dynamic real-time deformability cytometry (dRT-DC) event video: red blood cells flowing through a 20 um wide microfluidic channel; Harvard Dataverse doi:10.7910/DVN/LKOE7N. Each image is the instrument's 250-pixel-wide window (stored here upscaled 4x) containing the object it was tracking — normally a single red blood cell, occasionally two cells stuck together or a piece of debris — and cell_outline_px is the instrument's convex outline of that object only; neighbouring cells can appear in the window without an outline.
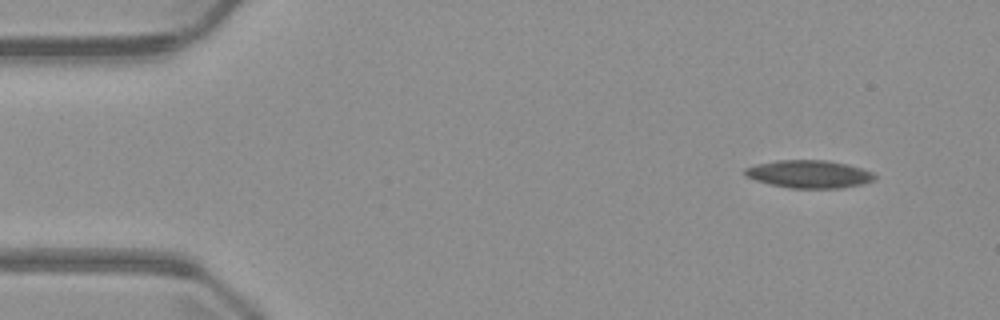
{"species": "common noctule bat (a hibernating species)", "species_latin": "Nyctalus noctula", "temperature_condition": "warm", "stored_images_in_passage": 4, "camera_frame_rate_fps": 3000, "um_per_image_px": 0.085, "animal": {"sex": "male", "body_mass_g": 23.1, "forearm_length_mm": 52.7}, "frame": {"image": 1, "passage_image": 1, "time_ms": 0.0, "image_size_px": [1000, 320], "cell_outline_px": [[876, 180], [860, 184], [840, 188], [788, 188], [756, 180], [744, 176], [744, 168], [756, 164], [776, 160], [824, 160], [848, 164], [872, 172], [876, 176]], "centroid_in_image_um": [68.75, 14.79], "position_along_channel_um": 16.2, "area_um2": 20.98}}